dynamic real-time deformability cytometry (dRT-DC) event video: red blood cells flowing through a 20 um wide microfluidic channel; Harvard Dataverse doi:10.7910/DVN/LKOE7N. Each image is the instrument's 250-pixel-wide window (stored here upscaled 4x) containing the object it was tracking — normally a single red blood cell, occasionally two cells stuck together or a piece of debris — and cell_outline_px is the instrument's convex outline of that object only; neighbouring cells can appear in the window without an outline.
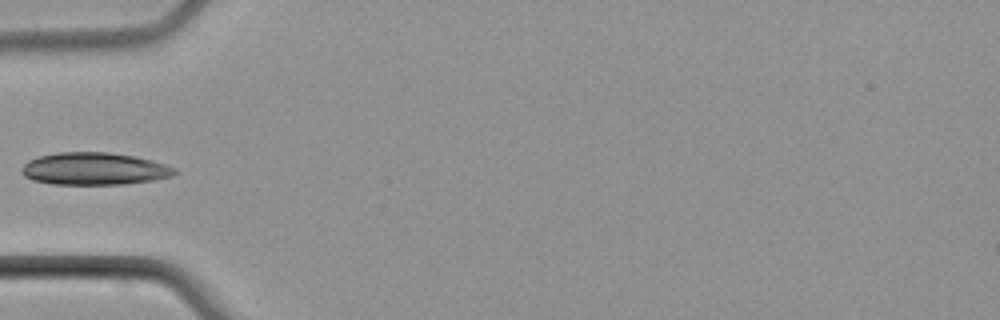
{"species": "common noctule bat (a hibernating species)", "species_latin": "Nyctalus noctula", "temperature_condition": "cold", "stored_images_in_passage": 2, "camera_frame_rate_fps": 3000, "um_per_image_px": 0.085, "animal": {"sex": "male", "body_mass_g": 21.5, "forearm_length_mm": 52.0}, "frame": {"image": 1, "passage_image": 2, "time_ms": 1.333, "image_size_px": [1000, 320], "cell_outline_px": [[176, 172], [172, 176], [156, 180], [124, 184], [52, 184], [32, 180], [24, 176], [20, 172], [24, 164], [28, 160], [36, 156], [60, 152], [108, 152], [136, 156], [152, 160], [176, 168]], "centroid_in_image_um": [8.0, 14.34], "position_along_channel_um": 77.0, "area_um2": 29.07}}